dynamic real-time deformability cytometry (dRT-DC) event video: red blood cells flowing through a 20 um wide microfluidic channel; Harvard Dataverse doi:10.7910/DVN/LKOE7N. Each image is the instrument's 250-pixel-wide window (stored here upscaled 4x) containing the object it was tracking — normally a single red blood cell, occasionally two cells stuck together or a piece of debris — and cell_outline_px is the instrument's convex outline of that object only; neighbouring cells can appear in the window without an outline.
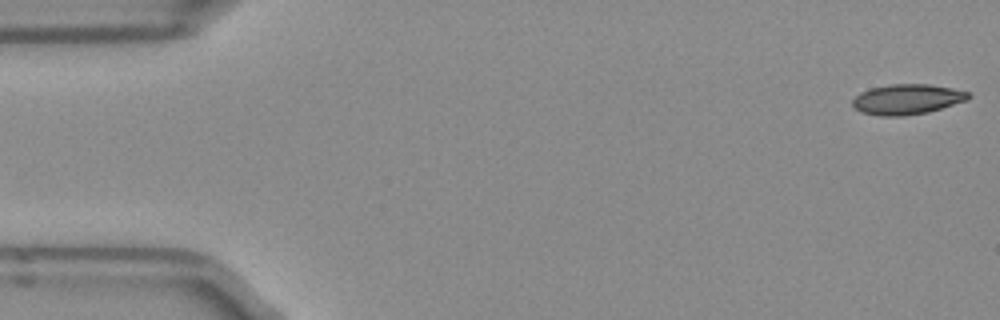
{"species": "Egyptian fruit bat (a non-hibernating species)", "species_latin": "Rousettus aegyptiacus", "temperature_condition": "room temperature", "stored_images_in_passage": 14, "camera_frame_rate_fps": 3000, "um_per_image_px": 0.085, "frame": {"image": 1, "passage_image": 1, "time_ms": 0.0, "image_size_px": [1000, 320], "cell_outline_px": [[968, 96], [964, 100], [928, 112], [904, 116], [880, 116], [860, 112], [852, 104], [852, 100], [860, 92], [872, 88], [892, 84], [928, 84], [952, 88], [968, 92]], "centroid_in_image_um": [77.03, 8.44], "position_along_channel_um": 8.0, "area_um2": 20.06}}
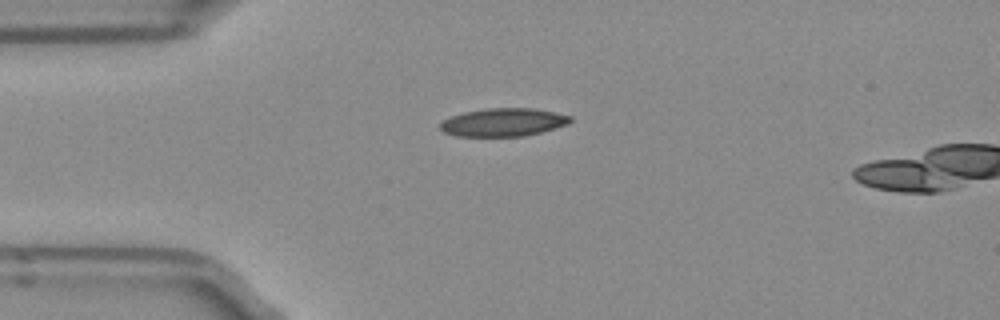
{"frame": {"image": 2, "passage_image": 12, "time_ms": 3.667, "image_size_px": [1000, 320], "cell_outline_px": [[572, 120], [568, 124], [540, 132], [524, 136], [456, 136], [444, 132], [440, 128], [440, 124], [444, 120], [452, 116], [464, 112], [488, 108], [532, 108], [572, 116]], "centroid_in_image_um": [42.78, 10.39], "position_along_channel_um": 42.2, "area_um2": 21.1}}